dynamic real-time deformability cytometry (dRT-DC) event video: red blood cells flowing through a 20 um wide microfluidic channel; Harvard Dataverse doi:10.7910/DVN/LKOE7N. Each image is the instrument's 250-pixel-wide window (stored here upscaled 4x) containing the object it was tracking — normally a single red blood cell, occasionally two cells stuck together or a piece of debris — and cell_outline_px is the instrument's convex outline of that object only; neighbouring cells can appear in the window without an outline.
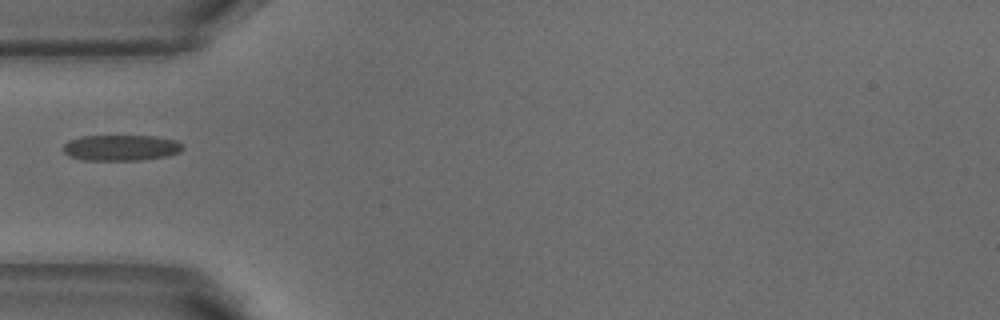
{"species": "common noctule bat (a hibernating species)", "species_latin": "Nyctalus noctula", "temperature_condition": "warm", "stored_images_in_passage": 2, "camera_frame_rate_fps": 3000, "um_per_image_px": 0.085, "animal": {"sex": "male", "body_mass_g": 18.8}, "frame": {"image": 1, "passage_image": 1, "time_ms": 0.0, "image_size_px": [1000, 320], "cell_outline_px": [[184, 148], [180, 152], [168, 156], [140, 160], [84, 160], [68, 156], [64, 152], [64, 144], [68, 140], [80, 136], [156, 136], [176, 140], [184, 144]], "centroid_in_image_um": [10.31, 12.55], "position_along_channel_um": 74.7, "area_um2": 18.21}}
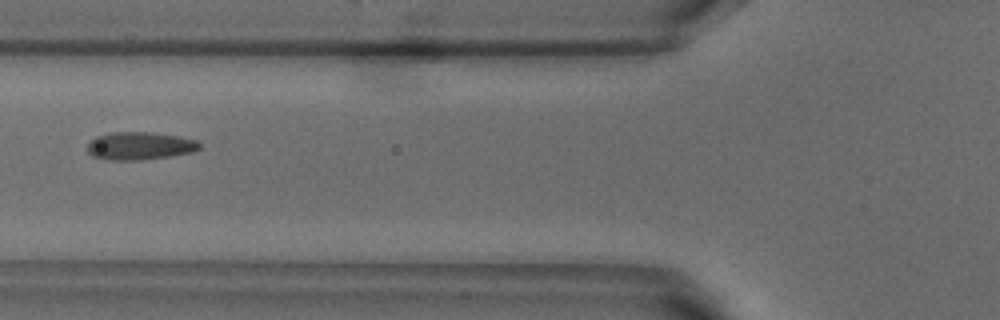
{"frame": {"image": 2, "passage_image": 2, "time_ms": 0.333, "image_size_px": [1000, 320], "cell_outline_px": [[200, 148], [192, 152], [168, 156], [136, 160], [112, 160], [92, 156], [88, 152], [88, 140], [96, 136], [112, 132], [148, 132], [176, 136], [196, 140], [200, 144]], "centroid_in_image_um": [11.83, 12.39], "position_along_channel_um": 114.0, "area_um2": 17.98}}